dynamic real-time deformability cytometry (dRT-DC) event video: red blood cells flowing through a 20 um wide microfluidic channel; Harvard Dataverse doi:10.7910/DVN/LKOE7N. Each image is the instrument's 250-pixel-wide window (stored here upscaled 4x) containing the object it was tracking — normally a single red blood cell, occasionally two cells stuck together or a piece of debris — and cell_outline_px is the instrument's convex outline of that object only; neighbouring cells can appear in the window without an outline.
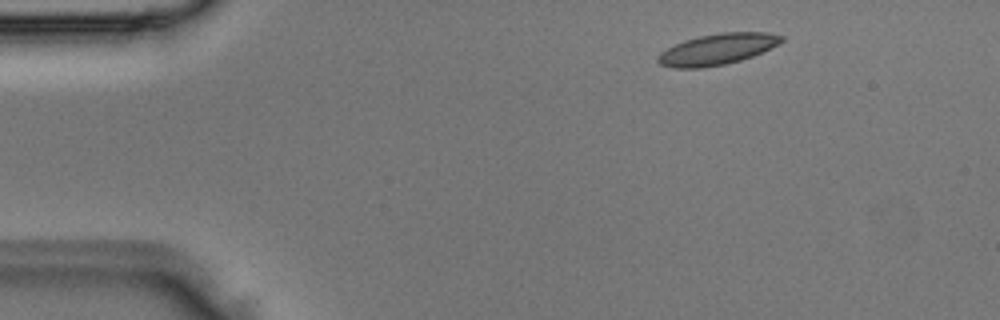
{"species": "Egyptian fruit bat (a non-hibernating species)", "species_latin": "Rousettus aegyptiacus", "temperature_condition": "room temperature", "stored_images_in_passage": 5, "camera_frame_rate_fps": 3000, "um_per_image_px": 0.085, "animal": {"sex": "male"}, "frame": {"image": 1, "passage_image": 5, "time_ms": 1.333, "image_size_px": [1000, 320], "cell_outline_px": [[784, 40], [752, 56], [740, 60], [724, 64], [700, 68], [672, 68], [660, 64], [656, 60], [656, 56], [660, 52], [684, 40], [700, 36], [720, 32], [764, 32], [784, 36]], "centroid_in_image_um": [60.91, 4.18], "position_along_channel_um": 24.1, "area_um2": 22.08}}